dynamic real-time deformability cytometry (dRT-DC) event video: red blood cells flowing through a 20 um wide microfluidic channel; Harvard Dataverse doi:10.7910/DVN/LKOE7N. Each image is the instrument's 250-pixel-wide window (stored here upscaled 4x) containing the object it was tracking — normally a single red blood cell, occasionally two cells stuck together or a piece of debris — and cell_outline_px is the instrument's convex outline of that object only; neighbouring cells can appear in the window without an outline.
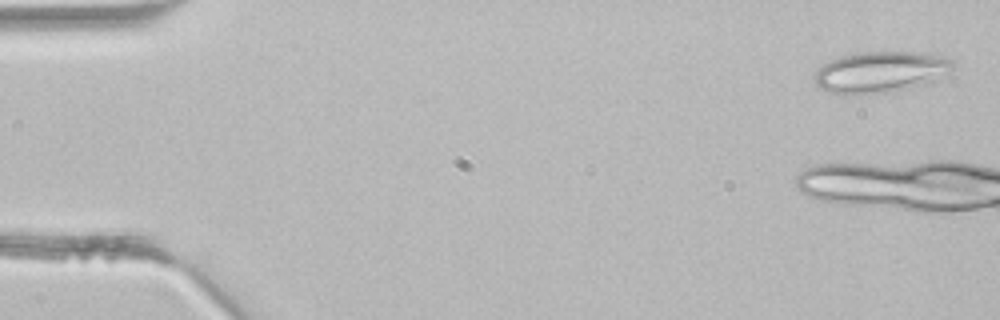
{"species": "common noctule bat (a hibernating species)", "species_latin": "Nyctalus noctula", "temperature_condition": "room temperature", "stored_images_in_passage": 5, "camera_frame_rate_fps": 3000, "um_per_image_px": 0.085, "animal": {"sex": "male", "body_mass_g": 21.5, "forearm_length_mm": 52.0}, "frame": {"image": 1, "passage_image": 1, "time_ms": 0.0, "image_size_px": [1000, 320], "cell_outline_px": [[956, 64], [952, 68], [932, 84], [888, 92], [832, 92], [820, 88], [816, 84], [812, 76], [816, 68], [840, 56], [856, 52], [920, 52], [940, 56], [952, 60]], "centroid_in_image_um": [74.87, 6.09], "position_along_channel_um": 10.1, "area_um2": 32.95}}